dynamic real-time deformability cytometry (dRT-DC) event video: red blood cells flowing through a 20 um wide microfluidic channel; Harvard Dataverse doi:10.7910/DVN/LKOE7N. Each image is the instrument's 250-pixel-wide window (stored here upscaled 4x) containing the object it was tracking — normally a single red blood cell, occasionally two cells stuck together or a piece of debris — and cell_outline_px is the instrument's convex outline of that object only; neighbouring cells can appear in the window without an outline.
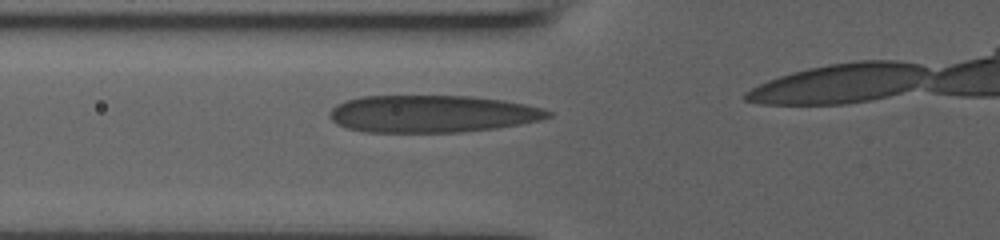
{"species": "human", "species_latin": "Homo sapiens", "temperature_condition": "room temperature", "stored_images_in_passage": 3, "camera_frame_rate_fps": 3000, "um_per_image_px": 0.085, "donor": {"sex": "male"}, "frame": {"image": 1, "passage_image": 2, "time_ms": 0.333, "image_size_px": [1000, 240], "cell_outline_px": [[552, 116], [540, 120], [520, 124], [496, 128], [460, 132], [364, 132], [348, 128], [336, 124], [328, 116], [328, 112], [336, 104], [360, 96], [472, 96], [504, 100], [544, 108], [552, 112]], "centroid_in_image_um": [36.72, 9.67], "position_along_channel_um": 89.1, "area_um2": 47.63}}